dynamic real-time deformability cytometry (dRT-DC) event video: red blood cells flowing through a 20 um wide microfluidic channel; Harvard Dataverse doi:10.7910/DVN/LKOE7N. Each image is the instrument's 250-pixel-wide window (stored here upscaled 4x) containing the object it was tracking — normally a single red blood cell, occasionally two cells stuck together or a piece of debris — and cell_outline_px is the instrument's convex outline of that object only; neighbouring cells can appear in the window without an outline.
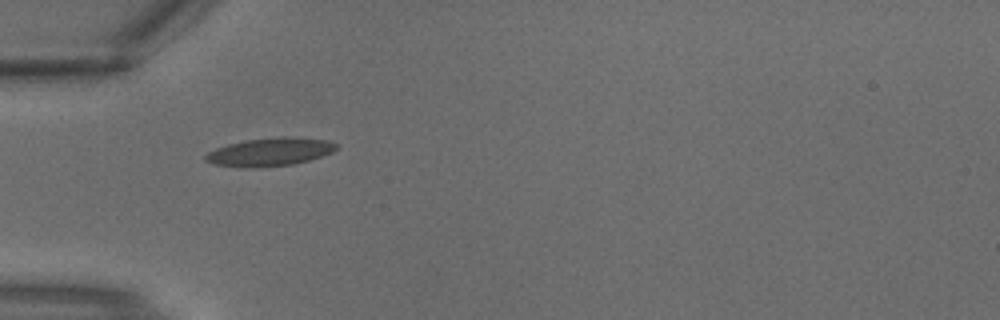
{"species": "common noctule bat (a hibernating species)", "species_latin": "Nyctalus noctula", "temperature_condition": "warm", "stored_images_in_passage": 3, "camera_frame_rate_fps": 3000, "um_per_image_px": 0.085, "animal": {"sex": "male", "body_mass_g": 18.8}, "frame": {"image": 1, "passage_image": 3, "time_ms": 0.667, "image_size_px": [1000, 320], "cell_outline_px": [[336, 148], [332, 152], [308, 160], [292, 164], [256, 168], [244, 168], [212, 164], [204, 160], [204, 156], [208, 152], [216, 148], [228, 144], [248, 140], [280, 136], [284, 136], [328, 140], [336, 144]], "centroid_in_image_um": [22.89, 12.92], "position_along_channel_um": 62.1, "area_um2": 21.39}}